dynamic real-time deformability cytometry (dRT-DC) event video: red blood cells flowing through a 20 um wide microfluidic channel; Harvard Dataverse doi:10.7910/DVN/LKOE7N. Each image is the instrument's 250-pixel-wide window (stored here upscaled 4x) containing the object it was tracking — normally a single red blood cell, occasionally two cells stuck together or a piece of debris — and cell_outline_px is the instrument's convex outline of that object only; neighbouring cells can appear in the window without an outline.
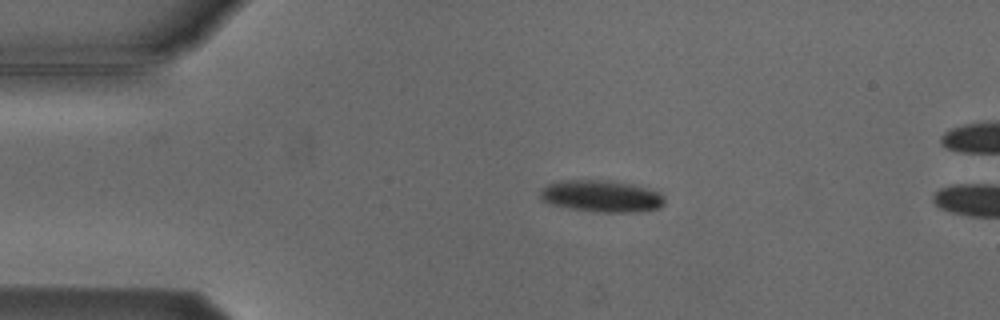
{"species": "Egyptian fruit bat (a non-hibernating species)", "species_latin": "Rousettus aegyptiacus", "temperature_condition": "cold", "stored_images_in_passage": 2, "camera_frame_rate_fps": 3000, "um_per_image_px": 0.085, "animal": {"sex": "male"}, "frame": {"image": 1, "passage_image": 1, "time_ms": 0.0, "image_size_px": [1000, 320], "cell_outline_px": [[664, 204], [660, 208], [640, 212], [596, 212], [568, 208], [552, 204], [540, 200], [540, 192], [548, 184], [560, 180], [612, 180], [632, 184], [648, 188], [660, 192], [664, 196]], "centroid_in_image_um": [51.15, 16.67], "position_along_channel_um": 33.8, "area_um2": 23.35}}